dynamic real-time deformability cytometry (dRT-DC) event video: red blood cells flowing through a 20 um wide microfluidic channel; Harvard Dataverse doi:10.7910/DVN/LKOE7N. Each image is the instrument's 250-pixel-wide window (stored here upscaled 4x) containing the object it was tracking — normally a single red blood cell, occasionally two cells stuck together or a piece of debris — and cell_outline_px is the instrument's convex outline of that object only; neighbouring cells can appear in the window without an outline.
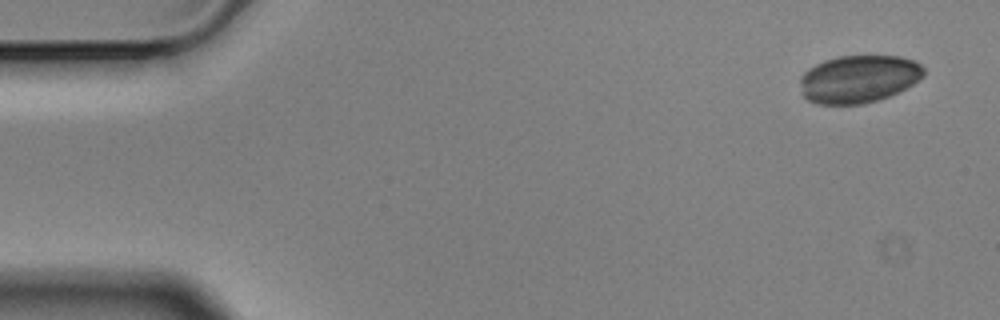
{"species": "Egyptian fruit bat (a non-hibernating species)", "species_latin": "Rousettus aegyptiacus", "temperature_condition": "cold", "stored_images_in_passage": 5, "camera_frame_rate_fps": 3000, "um_per_image_px": 0.085, "animal": {"sex": "male"}, "frame": {"image": 1, "passage_image": 1, "time_ms": 0.0, "image_size_px": [1000, 320], "cell_outline_px": [[924, 76], [912, 84], [888, 96], [864, 104], [816, 104], [808, 100], [804, 96], [800, 80], [800, 76], [808, 68], [824, 60], [836, 56], [900, 56], [916, 60], [924, 68]], "centroid_in_image_um": [72.98, 6.7], "position_along_channel_um": 12.0, "area_um2": 34.33}}